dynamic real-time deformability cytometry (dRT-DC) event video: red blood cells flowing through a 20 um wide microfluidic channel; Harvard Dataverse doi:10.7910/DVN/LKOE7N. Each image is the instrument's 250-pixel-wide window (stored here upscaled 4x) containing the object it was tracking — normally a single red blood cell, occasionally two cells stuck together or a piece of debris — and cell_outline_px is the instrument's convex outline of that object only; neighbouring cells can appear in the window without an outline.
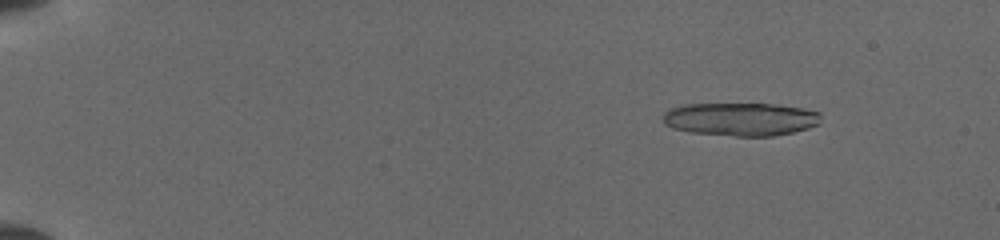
{"species": "common noctule bat (a hibernating species)", "species_latin": "Nyctalus noctula", "temperature_condition": "cold", "stored_images_in_passage": 25, "segment_of_instrument_passage": [1, 2], "camera_frame_rate_fps": 3000, "um_per_image_px": 0.085, "animal": {"sex": "female", "body_mass_g": 19.5, "forearm_length_mm": 54.1}, "frame": {"image": 1, "passage_image": 3, "time_ms": 0.667, "image_size_px": [1000, 240], "cell_outline_px": [[820, 124], [808, 128], [792, 132], [772, 136], [736, 136], [692, 132], [672, 128], [664, 124], [664, 112], [672, 108], [684, 104], [772, 104], [800, 108], [820, 112]], "centroid_in_image_um": [62.96, 10.13], "position_along_channel_um": 22.0, "area_um2": 30.35}}